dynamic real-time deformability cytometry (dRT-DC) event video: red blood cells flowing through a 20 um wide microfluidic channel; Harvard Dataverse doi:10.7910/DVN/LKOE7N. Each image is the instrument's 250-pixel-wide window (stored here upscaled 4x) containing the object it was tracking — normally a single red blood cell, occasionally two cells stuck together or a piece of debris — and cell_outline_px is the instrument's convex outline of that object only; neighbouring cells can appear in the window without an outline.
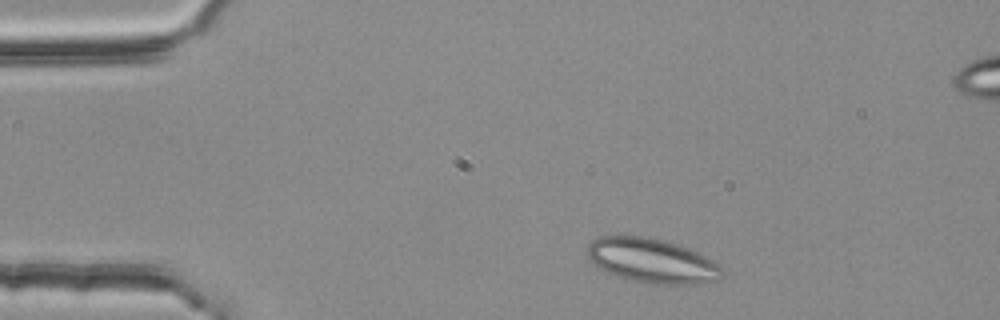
{"species": "common noctule bat (a hibernating species)", "species_latin": "Nyctalus noctula", "temperature_condition": "room temperature", "stored_images_in_passage": 2, "camera_frame_rate_fps": 3000, "um_per_image_px": 0.085, "animal": {"sex": "female", "body_mass_g": 25.1}, "frame": {"image": 1, "passage_image": 2, "time_ms": 0.333, "image_size_px": [1000, 320], "cell_outline_px": [[724, 276], [720, 280], [696, 284], [648, 284], [616, 276], [592, 264], [588, 256], [588, 248], [592, 240], [600, 236], [648, 236], [664, 240], [688, 248], [704, 256], [716, 264], [720, 268]], "centroid_in_image_um": [55.4, 22.17], "position_along_channel_um": 29.6, "area_um2": 34.8}}